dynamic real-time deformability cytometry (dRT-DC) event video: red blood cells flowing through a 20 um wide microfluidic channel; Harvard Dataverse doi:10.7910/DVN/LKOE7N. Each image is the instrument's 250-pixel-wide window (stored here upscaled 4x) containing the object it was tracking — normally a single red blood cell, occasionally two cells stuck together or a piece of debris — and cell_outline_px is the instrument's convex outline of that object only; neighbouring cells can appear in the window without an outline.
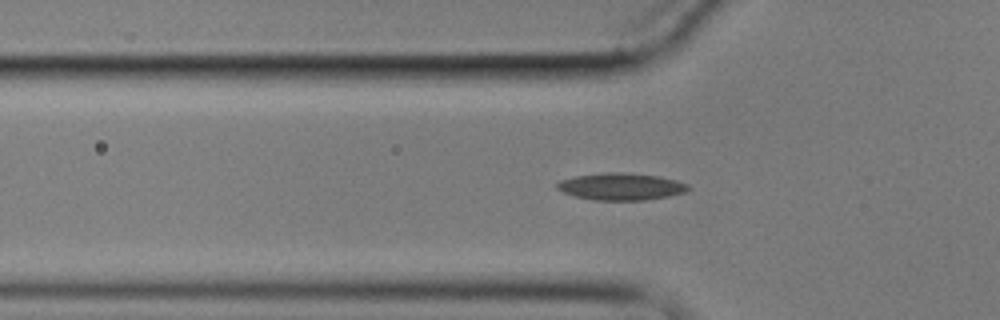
{"species": "common noctule bat (a hibernating species)", "species_latin": "Nyctalus noctula", "temperature_condition": "cold", "stored_images_in_passage": 48, "segment_of_instrument_passage": [1, 2], "camera_frame_rate_fps": 3000, "um_per_image_px": 0.085, "animal": {"sex": "male", "body_mass_g": 17.9}, "frame": {"image": 1, "passage_image": 7, "time_ms": 2.0, "image_size_px": [1000, 320], "cell_outline_px": [[688, 188], [684, 192], [668, 196], [644, 200], [596, 200], [576, 196], [564, 192], [556, 188], [556, 184], [560, 180], [576, 176], [608, 172], [616, 172], [660, 176], [676, 180], [688, 184]], "centroid_in_image_um": [52.78, 15.85], "position_along_channel_um": 73.0, "area_um2": 20.35}}
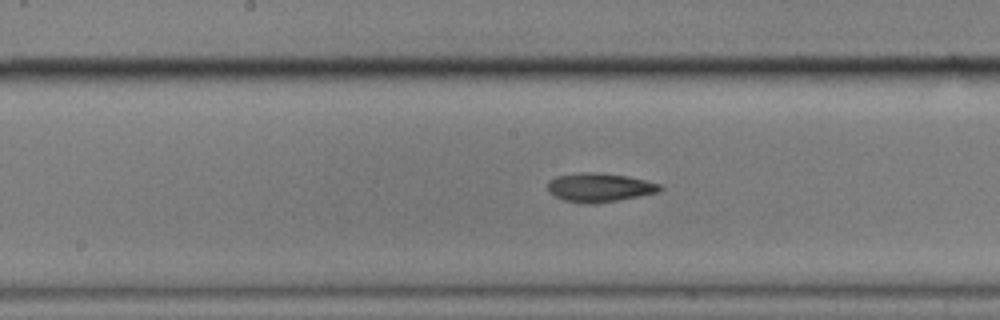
{"frame": {"image": 2, "passage_image": 18, "time_ms": 5.667, "image_size_px": [1000, 320], "cell_outline_px": [[664, 188], [660, 192], [640, 196], [596, 204], [584, 204], [564, 200], [548, 192], [548, 180], [556, 176], [584, 172], [592, 172], [624, 176], [644, 180], [660, 184]], "centroid_in_image_um": [50.95, 15.95], "position_along_channel_um": 197.2, "area_um2": 18.84}}
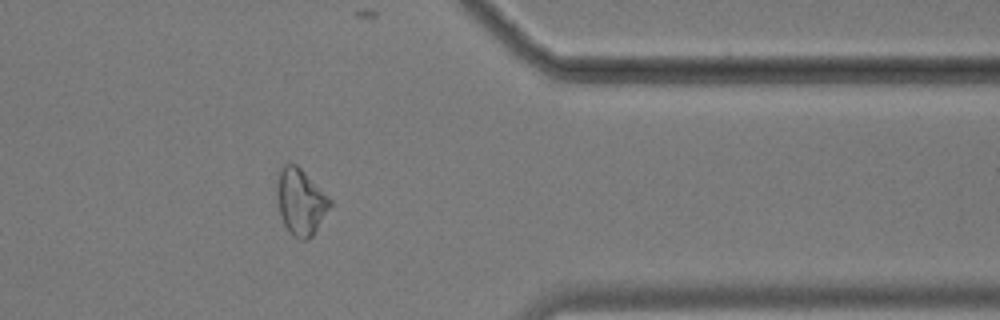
{"frame": {"image": 3, "passage_image": 36, "time_ms": 11.667, "image_size_px": [1000, 320], "cell_outline_px": [[332, 204], [312, 236], [308, 240], [300, 240], [292, 236], [288, 232], [284, 224], [280, 212], [276, 192], [276, 184], [280, 168], [284, 164], [296, 164], [332, 200]], "centroid_in_image_um": [25.54, 17.17], "position_along_channel_um": 385.9, "area_um2": 20.35}}